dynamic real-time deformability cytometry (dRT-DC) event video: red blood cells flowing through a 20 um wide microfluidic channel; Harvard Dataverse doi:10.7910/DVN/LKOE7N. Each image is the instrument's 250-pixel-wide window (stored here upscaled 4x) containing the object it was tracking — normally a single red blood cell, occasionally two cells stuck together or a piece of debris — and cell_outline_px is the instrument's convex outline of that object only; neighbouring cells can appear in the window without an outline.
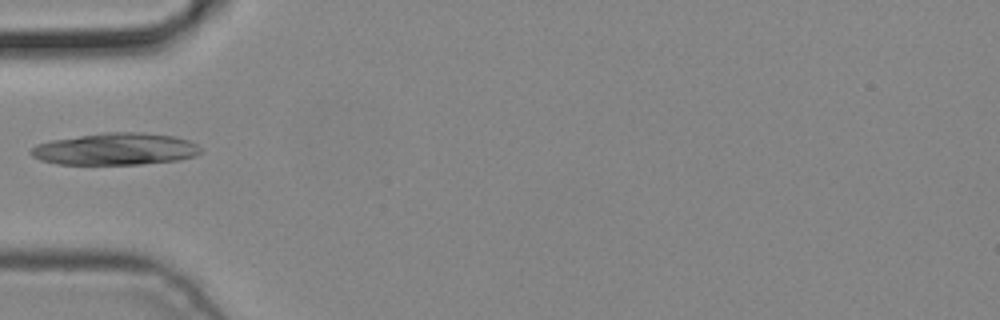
{"species": "common noctule bat (a hibernating species)", "species_latin": "Nyctalus noctula", "temperature_condition": "cold", "stored_images_in_passage": 4, "camera_frame_rate_fps": 3000, "um_per_image_px": 0.085, "animal": {"sex": "male", "body_mass_g": 19.2, "forearm_length_mm": 51.8}, "frame": {"image": 1, "passage_image": 4, "time_ms": 1.0, "image_size_px": [1000, 320], "cell_outline_px": [[204, 152], [196, 156], [180, 160], [140, 164], [56, 164], [40, 160], [32, 156], [28, 152], [36, 144], [52, 140], [104, 132], [140, 132], [176, 136], [188, 140], [196, 144]], "centroid_in_image_um": [9.84, 12.67], "position_along_channel_um": 75.2, "area_um2": 31.85}}